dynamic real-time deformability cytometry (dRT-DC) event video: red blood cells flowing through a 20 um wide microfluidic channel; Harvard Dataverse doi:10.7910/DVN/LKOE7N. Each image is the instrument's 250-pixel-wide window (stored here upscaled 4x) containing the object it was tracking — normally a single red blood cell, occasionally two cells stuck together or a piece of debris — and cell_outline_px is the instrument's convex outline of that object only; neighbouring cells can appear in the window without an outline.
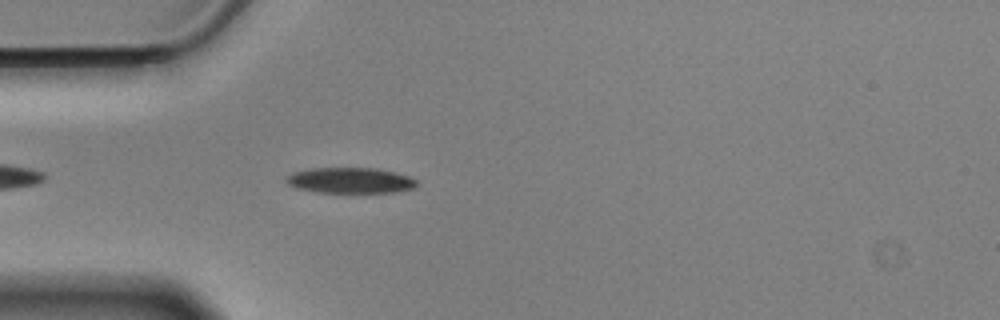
{"species": "Egyptian fruit bat (a non-hibernating species)", "species_latin": "Rousettus aegyptiacus", "temperature_condition": "cold", "stored_images_in_passage": 20, "camera_frame_rate_fps": 3000, "um_per_image_px": 0.085, "animal": {"sex": "male"}, "frame": {"image": 1, "passage_image": 5, "time_ms": 1.333, "image_size_px": [1000, 320], "cell_outline_px": [[416, 184], [412, 188], [392, 192], [320, 192], [300, 188], [288, 184], [284, 180], [292, 172], [312, 168], [376, 168], [408, 176], [416, 180]], "centroid_in_image_um": [29.74, 15.32], "position_along_channel_um": 55.3, "area_um2": 19.07}}
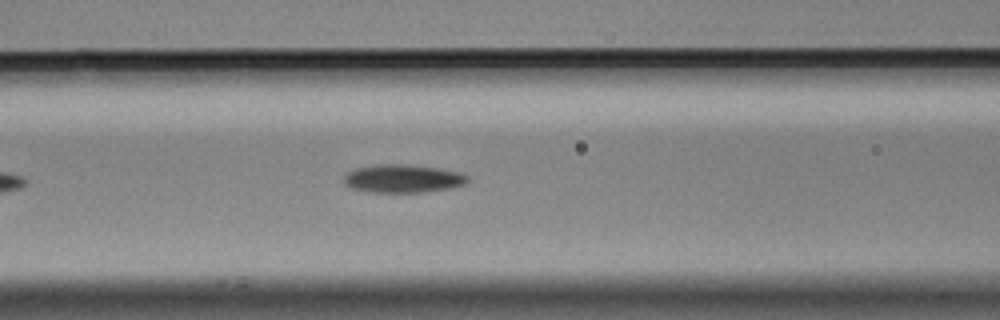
{"frame": {"image": 2, "passage_image": 12, "time_ms": 3.667, "image_size_px": [1000, 320], "cell_outline_px": [[468, 180], [464, 184], [452, 188], [428, 192], [372, 192], [352, 188], [344, 180], [344, 176], [348, 172], [356, 168], [380, 164], [404, 164], [436, 168], [460, 172], [468, 176]], "centroid_in_image_um": [34.28, 15.18], "position_along_channel_um": 132.3, "area_um2": 20.11}}
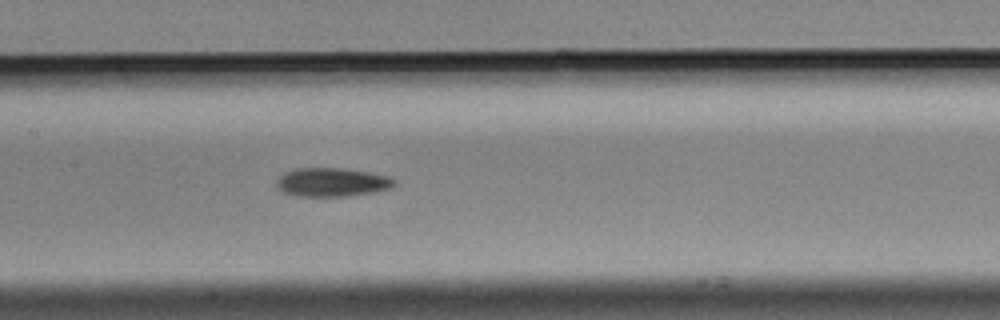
{"frame": {"image": 3, "passage_image": 16, "time_ms": 5.0, "image_size_px": [1000, 320], "cell_outline_px": [[396, 184], [392, 188], [376, 192], [348, 196], [296, 196], [284, 192], [276, 184], [276, 180], [284, 172], [296, 168], [340, 168], [368, 172], [388, 176], [396, 180]], "centroid_in_image_um": [28.25, 15.49], "position_along_channel_um": 179.2, "area_um2": 19.77}}